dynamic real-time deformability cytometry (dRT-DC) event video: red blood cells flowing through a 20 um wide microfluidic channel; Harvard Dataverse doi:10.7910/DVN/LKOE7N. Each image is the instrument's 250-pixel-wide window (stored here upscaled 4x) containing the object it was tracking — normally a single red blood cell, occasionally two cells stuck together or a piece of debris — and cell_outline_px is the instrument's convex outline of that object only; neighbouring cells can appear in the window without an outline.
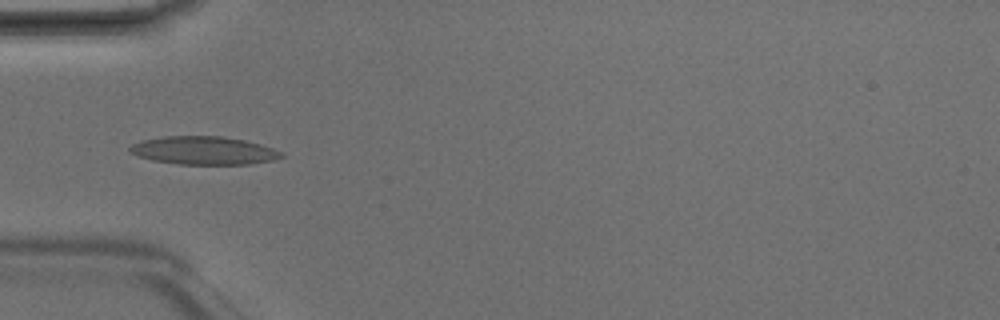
{"species": "Egyptian fruit bat (a non-hibernating species)", "species_latin": "Rousettus aegyptiacus", "temperature_condition": "room temperature", "stored_images_in_passage": 4, "camera_frame_rate_fps": 3000, "um_per_image_px": 0.085, "animal": {"sex": "male"}, "frame": {"image": 1, "passage_image": 3, "time_ms": 0.667, "image_size_px": [1000, 320], "cell_outline_px": [[284, 156], [272, 160], [248, 164], [180, 164], [152, 160], [136, 156], [128, 152], [128, 148], [132, 144], [140, 140], [164, 136], [220, 136], [244, 140], [260, 144], [284, 152]], "centroid_in_image_um": [17.27, 12.79], "position_along_channel_um": 67.7, "area_um2": 24.91}}